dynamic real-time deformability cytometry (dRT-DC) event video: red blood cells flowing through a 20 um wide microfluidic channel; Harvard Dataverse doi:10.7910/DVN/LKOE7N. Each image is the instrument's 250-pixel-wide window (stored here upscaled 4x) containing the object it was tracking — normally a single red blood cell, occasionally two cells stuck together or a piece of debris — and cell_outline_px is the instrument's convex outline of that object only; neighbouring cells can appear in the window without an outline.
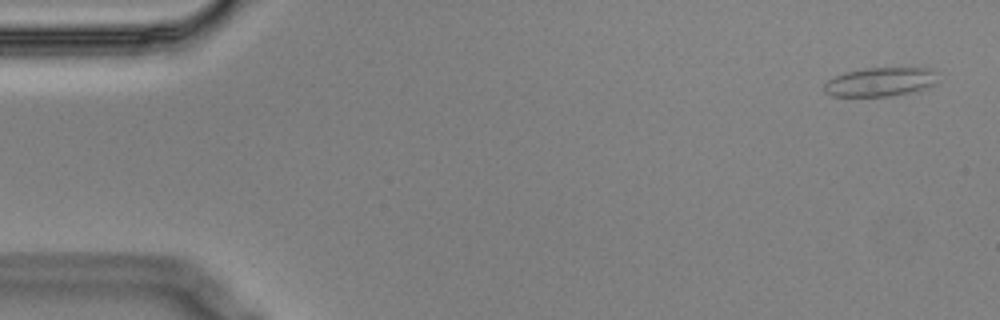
{"species": "Egyptian fruit bat (a non-hibernating species)", "species_latin": "Rousettus aegyptiacus", "temperature_condition": "cold", "stored_images_in_passage": 12, "camera_frame_rate_fps": 3000, "um_per_image_px": 0.085, "animal": {"sex": "male"}, "frame": {"image": 1, "passage_image": 3, "time_ms": 0.667, "image_size_px": [1000, 320], "cell_outline_px": [[936, 84], [924, 88], [892, 96], [832, 96], [824, 92], [824, 84], [828, 80], [844, 72], [868, 68], [932, 68]], "centroid_in_image_um": [74.77, 6.96], "position_along_channel_um": 10.2, "area_um2": 18.84}}